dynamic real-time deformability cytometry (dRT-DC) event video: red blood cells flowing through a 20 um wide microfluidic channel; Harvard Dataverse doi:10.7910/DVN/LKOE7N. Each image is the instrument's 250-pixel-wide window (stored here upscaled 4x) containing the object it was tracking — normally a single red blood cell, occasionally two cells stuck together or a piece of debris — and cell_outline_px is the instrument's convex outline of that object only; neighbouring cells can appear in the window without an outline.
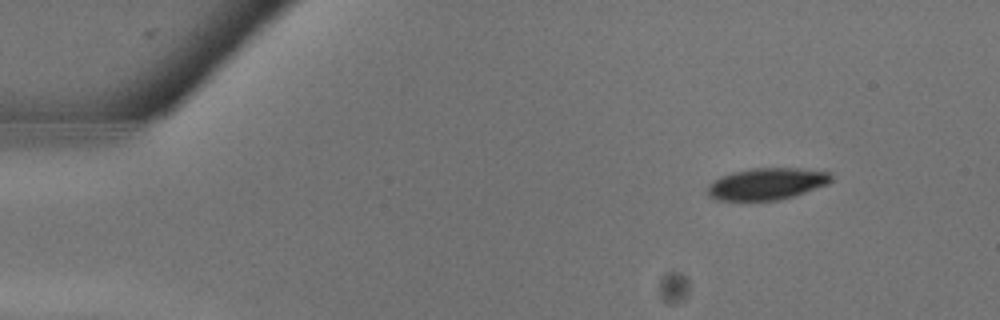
{"species": "common noctule bat (a hibernating species)", "species_latin": "Nyctalus noctula", "temperature_condition": "warm", "stored_images_in_passage": 8, "camera_frame_rate_fps": 3000, "um_per_image_px": 0.085, "animal": {"sex": "male", "body_mass_g": 13.3}, "frame": {"image": 1, "passage_image": 1, "time_ms": 0.0, "image_size_px": [1000, 320], "cell_outline_px": [[832, 180], [828, 184], [780, 200], [716, 200], [708, 196], [708, 184], [712, 180], [720, 176], [732, 172], [748, 168], [800, 168], [828, 172], [832, 176]], "centroid_in_image_um": [65.14, 15.62], "position_along_channel_um": 19.9, "area_um2": 22.95}}
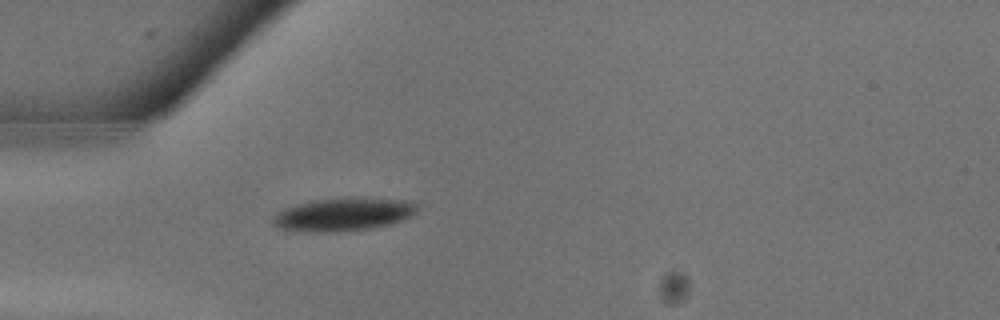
{"frame": {"image": 2, "passage_image": 6, "time_ms": 1.667, "image_size_px": [1000, 320], "cell_outline_px": [[416, 212], [412, 216], [404, 220], [392, 224], [376, 228], [344, 232], [304, 232], [276, 228], [272, 224], [272, 216], [284, 208], [296, 204], [312, 200], [348, 196], [368, 196], [412, 200], [416, 204]], "centroid_in_image_um": [29.22, 18.2], "position_along_channel_um": 55.8, "area_um2": 29.25}}
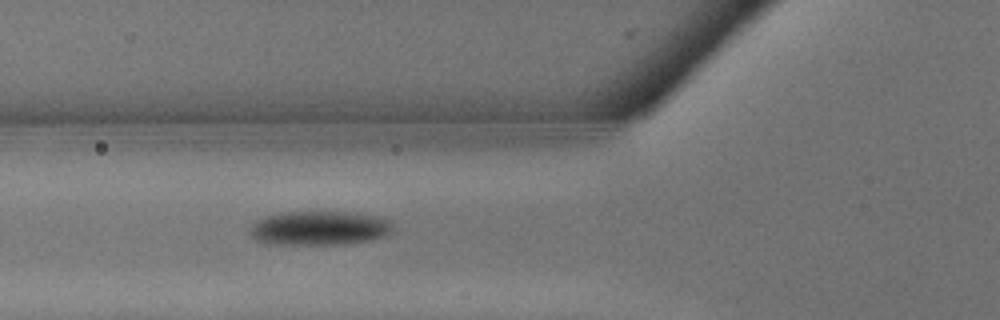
{"frame": {"image": 3, "passage_image": 8, "time_ms": 2.333, "image_size_px": [1000, 320], "cell_outline_px": [[392, 228], [388, 236], [348, 244], [268, 244], [252, 240], [248, 228], [256, 220], [264, 216], [284, 212], [356, 212], [380, 216], [392, 220]], "centroid_in_image_um": [27.13, 19.39], "position_along_channel_um": 98.7, "area_um2": 29.07}}